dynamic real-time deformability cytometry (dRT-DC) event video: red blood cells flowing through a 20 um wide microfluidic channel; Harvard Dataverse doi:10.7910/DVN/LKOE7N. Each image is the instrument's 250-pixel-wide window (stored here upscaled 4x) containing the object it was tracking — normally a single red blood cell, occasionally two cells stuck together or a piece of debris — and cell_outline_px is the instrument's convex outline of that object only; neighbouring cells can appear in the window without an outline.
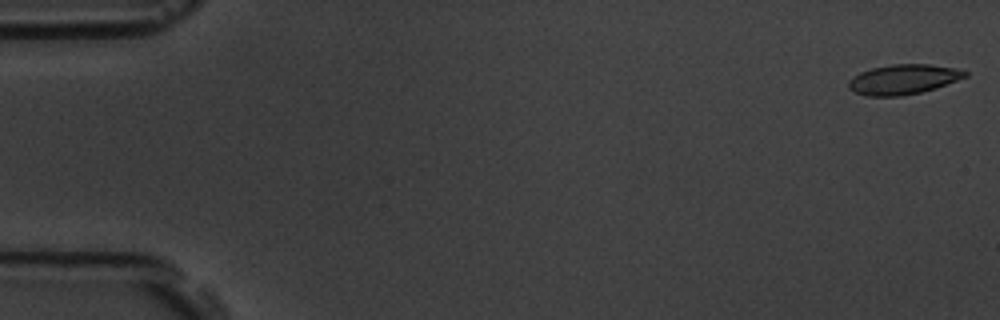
{"species": "common noctule bat (a hibernating species)", "species_latin": "Nyctalus noctula", "temperature_condition": "room temperature", "stored_images_in_passage": 5, "camera_frame_rate_fps": 3000, "um_per_image_px": 0.085, "animal": {"sex": "male", "body_mass_g": 19.5, "forearm_length_mm": 54.6}, "frame": {"image": 1, "passage_image": 1, "time_ms": 0.0, "image_size_px": [1000, 320], "cell_outline_px": [[968, 76], [936, 88], [920, 92], [900, 96], [868, 96], [856, 92], [848, 88], [848, 80], [860, 72], [872, 68], [892, 64], [928, 64], [956, 68], [968, 72]], "centroid_in_image_um": [76.78, 6.74], "position_along_channel_um": 8.2, "area_um2": 20.23}}
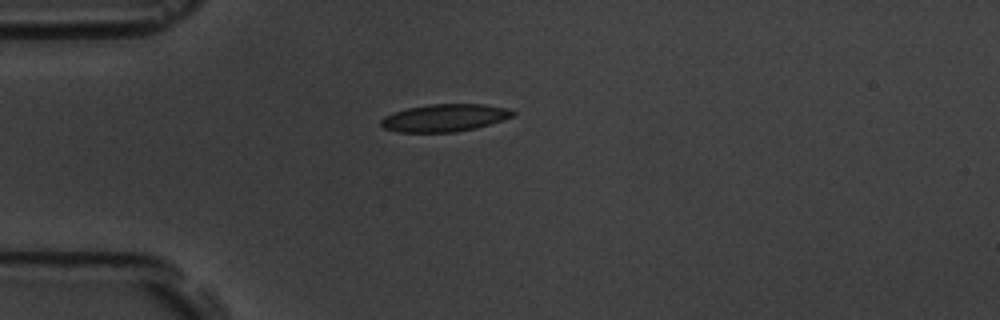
{"frame": {"image": 2, "passage_image": 5, "time_ms": 4.667, "image_size_px": [1000, 320], "cell_outline_px": [[516, 112], [512, 116], [476, 128], [456, 132], [396, 132], [384, 128], [380, 124], [380, 120], [384, 116], [408, 108], [428, 104], [484, 104], [504, 108]], "centroid_in_image_um": [37.74, 10.02], "position_along_channel_um": 47.3, "area_um2": 20.87}}